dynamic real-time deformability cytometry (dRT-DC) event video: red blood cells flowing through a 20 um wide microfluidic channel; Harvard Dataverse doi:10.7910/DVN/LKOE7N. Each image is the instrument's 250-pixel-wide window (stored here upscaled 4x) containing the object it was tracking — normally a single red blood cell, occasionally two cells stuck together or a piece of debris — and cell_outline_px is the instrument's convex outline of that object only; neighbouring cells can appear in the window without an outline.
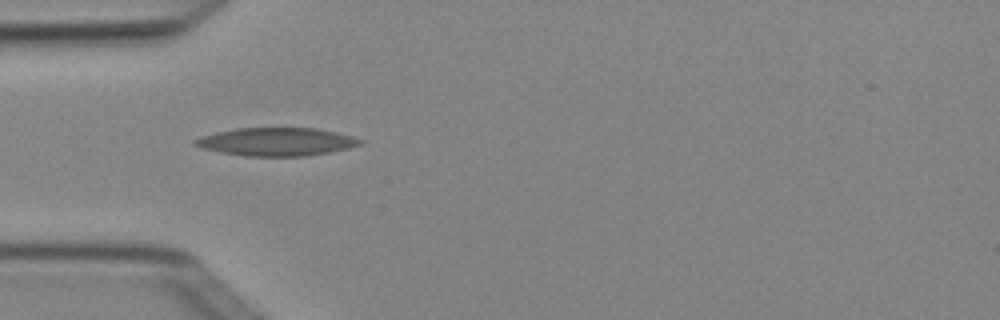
{"species": "Egyptian fruit bat (a non-hibernating species)", "species_latin": "Rousettus aegyptiacus", "temperature_condition": "cold", "stored_images_in_passage": 2, "camera_frame_rate_fps": 3000, "um_per_image_px": 0.085, "animal": {"sex": "female"}, "frame": {"image": 1, "passage_image": 1, "time_ms": 0.0, "image_size_px": [1000, 320], "cell_outline_px": [[364, 144], [348, 148], [328, 152], [304, 156], [244, 156], [220, 152], [204, 148], [192, 144], [192, 140], [200, 136], [216, 132], [236, 128], [316, 128], [336, 132], [352, 136], [364, 140]], "centroid_in_image_um": [23.49, 12.04], "position_along_channel_um": 61.5, "area_um2": 27.11}}
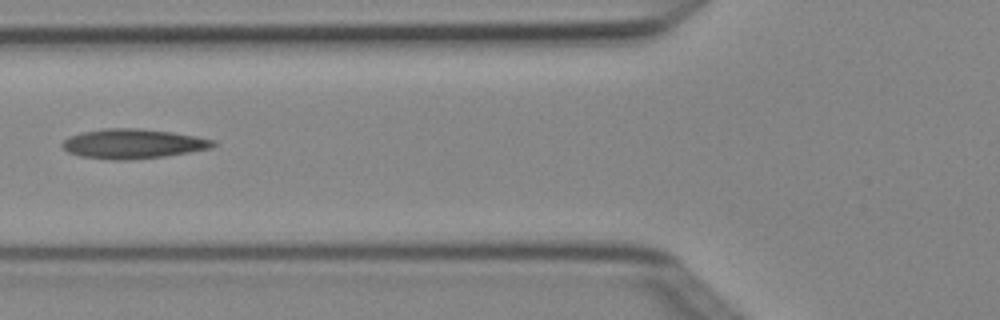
{"frame": {"image": 2, "passage_image": 2, "time_ms": 0.333, "image_size_px": [1000, 320], "cell_outline_px": [[216, 144], [212, 148], [164, 156], [128, 160], [112, 160], [80, 156], [68, 152], [60, 144], [68, 136], [80, 132], [104, 128], [140, 128], [172, 132], [196, 136], [216, 140]], "centroid_in_image_um": [11.28, 12.21], "position_along_channel_um": 114.5, "area_um2": 26.18}}